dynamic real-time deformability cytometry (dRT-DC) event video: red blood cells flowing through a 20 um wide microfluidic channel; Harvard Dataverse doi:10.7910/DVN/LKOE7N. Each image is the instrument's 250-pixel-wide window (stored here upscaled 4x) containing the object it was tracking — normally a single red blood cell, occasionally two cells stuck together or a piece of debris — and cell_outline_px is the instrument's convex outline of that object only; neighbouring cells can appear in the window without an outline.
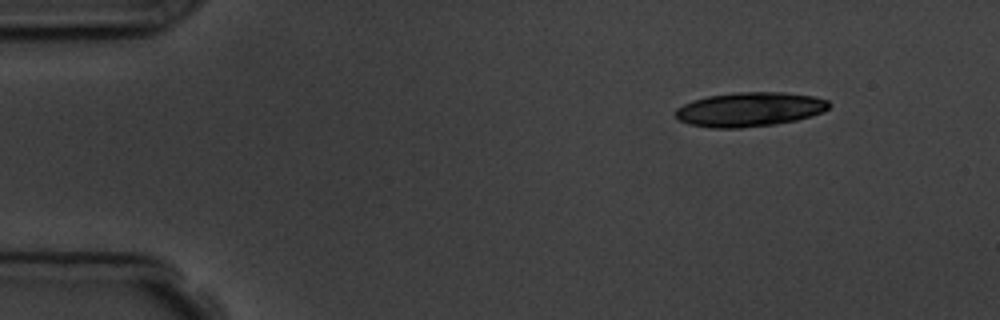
{"species": "common noctule bat (a hibernating species)", "species_latin": "Nyctalus noctula", "temperature_condition": "room temperature", "stored_images_in_passage": 9, "segment_of_instrument_passage": [1, 2], "camera_frame_rate_fps": 3000, "um_per_image_px": 0.085, "animal": {"sex": "male", "body_mass_g": 19.5, "forearm_length_mm": 54.6}, "frame": {"image": 1, "passage_image": 1, "time_ms": 0.0, "image_size_px": [1000, 320], "cell_outline_px": [[832, 104], [824, 112], [796, 120], [776, 124], [740, 128], [712, 128], [688, 124], [680, 120], [672, 112], [676, 108], [692, 100], [708, 96], [736, 92], [784, 92], [812, 96], [828, 100]], "centroid_in_image_um": [63.71, 9.3], "position_along_channel_um": 21.3, "area_um2": 30.87}}